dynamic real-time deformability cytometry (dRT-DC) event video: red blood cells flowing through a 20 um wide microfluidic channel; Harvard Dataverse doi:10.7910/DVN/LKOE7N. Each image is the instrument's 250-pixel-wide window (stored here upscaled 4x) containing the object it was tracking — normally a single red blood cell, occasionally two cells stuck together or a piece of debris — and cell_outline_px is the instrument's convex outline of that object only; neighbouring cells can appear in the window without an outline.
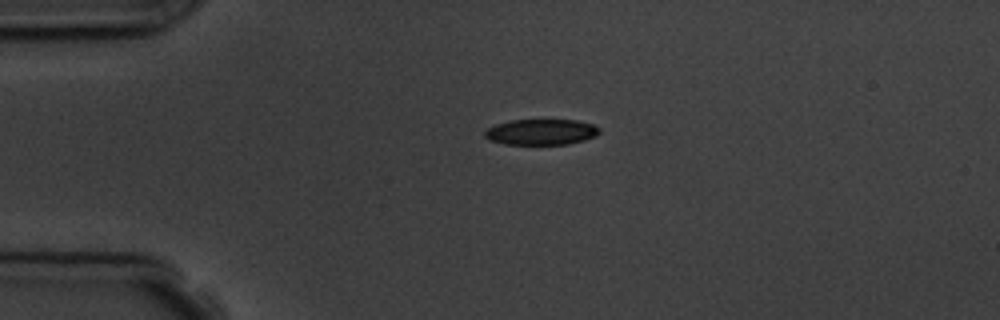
{"species": "common noctule bat (a hibernating species)", "species_latin": "Nyctalus noctula", "temperature_condition": "room temperature", "stored_images_in_passage": 2, "camera_frame_rate_fps": 3000, "um_per_image_px": 0.085, "animal": {"sex": "male", "body_mass_g": 19.5, "forearm_length_mm": 54.6}, "frame": {"image": 1, "passage_image": 1, "time_ms": 0.0, "image_size_px": [1000, 320], "cell_outline_px": [[600, 132], [596, 136], [584, 140], [568, 144], [504, 144], [488, 140], [484, 136], [484, 132], [488, 128], [496, 124], [512, 120], [576, 120], [592, 124], [600, 128]], "centroid_in_image_um": [46.0, 11.22], "position_along_channel_um": 39.0, "area_um2": 17.22}}